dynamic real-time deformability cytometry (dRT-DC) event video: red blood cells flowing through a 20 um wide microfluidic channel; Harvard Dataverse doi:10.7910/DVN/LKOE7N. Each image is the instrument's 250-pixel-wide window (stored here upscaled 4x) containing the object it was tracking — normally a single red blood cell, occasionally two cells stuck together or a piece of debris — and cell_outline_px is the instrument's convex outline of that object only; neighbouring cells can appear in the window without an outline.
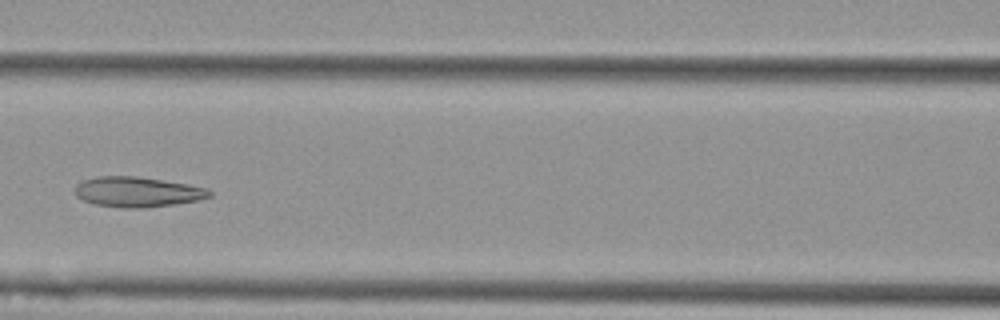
{"species": "Egyptian fruit bat (a non-hibernating species)", "species_latin": "Rousettus aegyptiacus", "temperature_condition": "cold", "stored_images_in_passage": 6, "camera_frame_rate_fps": 3000, "um_per_image_px": 0.085, "animal": {"sex": "female"}, "frame": {"image": 1, "passage_image": 6, "time_ms": 1.667, "image_size_px": [1000, 320], "cell_outline_px": [[212, 196], [200, 200], [176, 204], [144, 208], [120, 208], [96, 204], [84, 200], [76, 196], [76, 184], [84, 180], [96, 176], [136, 176], [188, 184], [208, 188], [212, 192]], "centroid_in_image_um": [11.72, 16.32], "position_along_channel_um": 154.9, "area_um2": 23.76}}